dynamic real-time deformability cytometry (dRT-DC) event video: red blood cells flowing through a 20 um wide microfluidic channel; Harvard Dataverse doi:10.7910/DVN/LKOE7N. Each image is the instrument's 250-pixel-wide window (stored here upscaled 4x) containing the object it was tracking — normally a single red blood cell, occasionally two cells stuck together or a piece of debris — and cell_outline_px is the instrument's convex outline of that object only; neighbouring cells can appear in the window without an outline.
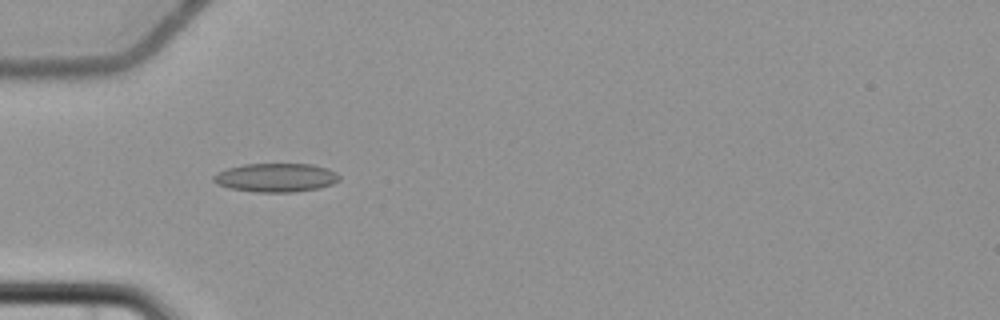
{"species": "common noctule bat (a hibernating species)", "species_latin": "Nyctalus noctula", "temperature_condition": "cold", "stored_images_in_passage": 4, "camera_frame_rate_fps": 3000, "um_per_image_px": 0.085, "animal": {"sex": "female", "body_mass_g": 22.7, "forearm_length_mm": 54.2}, "frame": {"image": 1, "passage_image": 3, "time_ms": 2.667, "image_size_px": [1000, 320], "cell_outline_px": [[340, 180], [332, 184], [320, 188], [292, 192], [256, 192], [228, 188], [216, 184], [212, 180], [212, 176], [216, 172], [228, 168], [244, 164], [312, 164], [328, 168], [336, 172], [340, 176]], "centroid_in_image_um": [23.44, 15.09], "position_along_channel_um": 61.6, "area_um2": 21.27}}
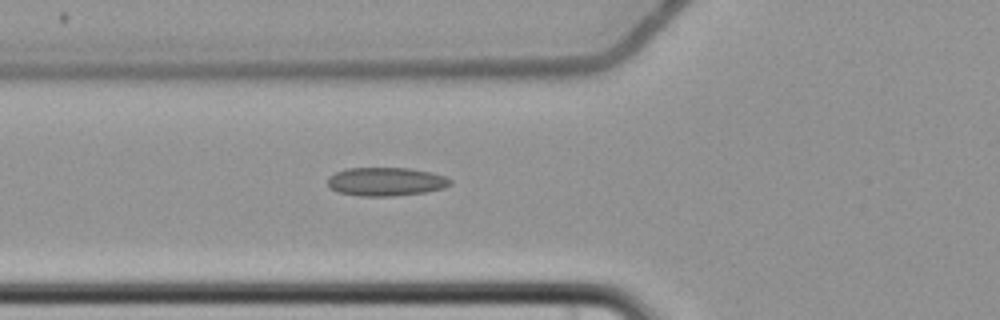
{"frame": {"image": 2, "passage_image": 4, "time_ms": 3.667, "image_size_px": [1000, 320], "cell_outline_px": [[452, 184], [444, 188], [424, 192], [392, 196], [360, 196], [336, 192], [328, 184], [328, 176], [336, 172], [348, 168], [408, 168], [432, 172], [444, 176], [452, 180]], "centroid_in_image_um": [32.81, 15.44], "position_along_channel_um": 93.0, "area_um2": 20.4}}